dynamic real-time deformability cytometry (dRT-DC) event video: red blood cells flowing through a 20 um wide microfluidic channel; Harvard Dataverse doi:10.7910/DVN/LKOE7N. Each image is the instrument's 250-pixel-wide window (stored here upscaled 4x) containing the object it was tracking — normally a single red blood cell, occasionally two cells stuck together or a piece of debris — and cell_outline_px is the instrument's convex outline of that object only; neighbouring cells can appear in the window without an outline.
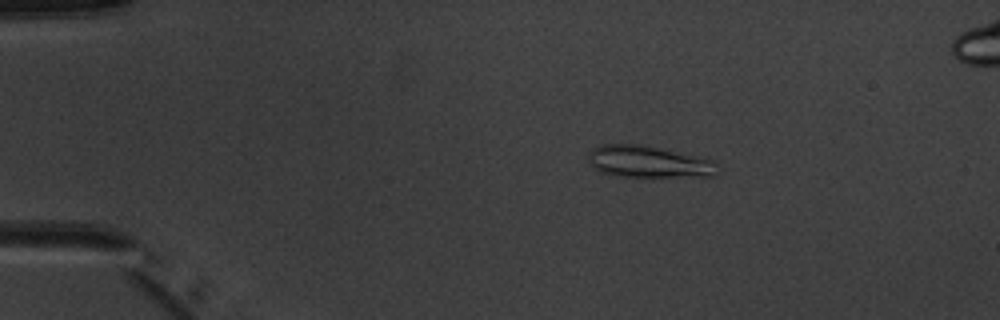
{"species": "common noctule bat (a hibernating species)", "species_latin": "Nyctalus noctula", "temperature_condition": "warm", "stored_images_in_passage": 7, "camera_frame_rate_fps": 3000, "um_per_image_px": 0.085, "animal": {"sex": "male", "body_mass_g": 20.1, "forearm_length_mm": 53.5}, "frame": {"image": 1, "passage_image": 3, "time_ms": 2.333, "image_size_px": [1000, 320], "cell_outline_px": [[716, 176], [620, 176], [600, 172], [588, 160], [588, 152], [592, 148], [600, 144], [640, 144], [716, 160]], "centroid_in_image_um": [55.11, 13.73], "position_along_channel_um": 29.9, "area_um2": 23.76}}
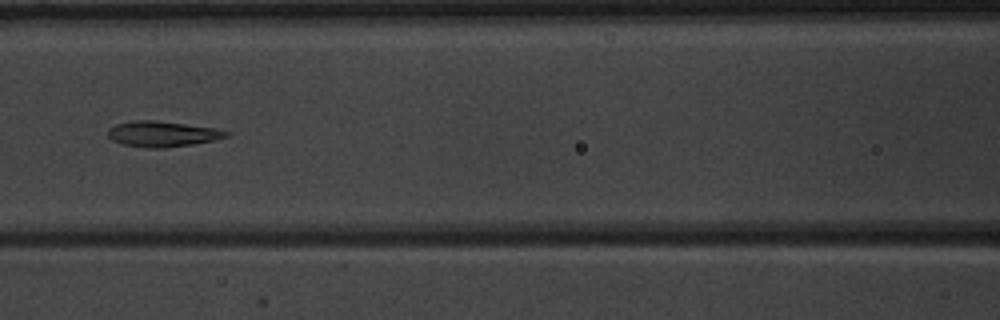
{"frame": {"image": 2, "passage_image": 7, "time_ms": 7.0, "image_size_px": [1000, 320], "cell_outline_px": [[228, 136], [216, 140], [192, 144], [164, 148], [148, 148], [124, 144], [112, 140], [108, 136], [108, 128], [116, 124], [132, 120], [156, 120], [216, 128], [228, 132]], "centroid_in_image_um": [13.79, 11.38], "position_along_channel_um": 152.8, "area_um2": 17.63}}